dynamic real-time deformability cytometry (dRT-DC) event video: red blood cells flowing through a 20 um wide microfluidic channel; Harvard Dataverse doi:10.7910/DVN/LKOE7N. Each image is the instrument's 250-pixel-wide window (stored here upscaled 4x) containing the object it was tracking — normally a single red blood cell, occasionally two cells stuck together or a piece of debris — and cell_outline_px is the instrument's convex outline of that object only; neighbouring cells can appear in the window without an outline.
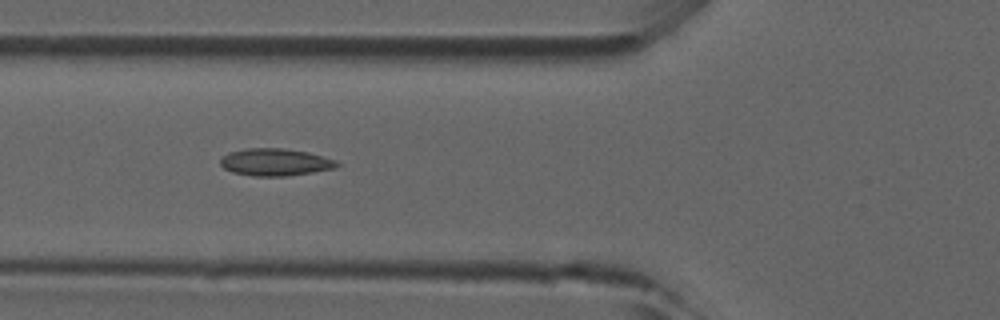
{"species": "common noctule bat (a hibernating species)", "species_latin": "Nyctalus noctula", "temperature_condition": "room temperature", "stored_images_in_passage": 43, "camera_frame_rate_fps": 3000, "um_per_image_px": 0.085, "animal": {"sex": "male", "forearm_length_mm": 52.5}, "frame": {"image": 1, "passage_image": 13, "time_ms": 4.0, "image_size_px": [1000, 320], "cell_outline_px": [[340, 164], [336, 168], [288, 176], [252, 176], [232, 172], [224, 168], [220, 164], [220, 160], [228, 152], [248, 148], [284, 148], [308, 152], [336, 160]], "centroid_in_image_um": [23.4, 13.78], "position_along_channel_um": 102.4, "area_um2": 18.55}}